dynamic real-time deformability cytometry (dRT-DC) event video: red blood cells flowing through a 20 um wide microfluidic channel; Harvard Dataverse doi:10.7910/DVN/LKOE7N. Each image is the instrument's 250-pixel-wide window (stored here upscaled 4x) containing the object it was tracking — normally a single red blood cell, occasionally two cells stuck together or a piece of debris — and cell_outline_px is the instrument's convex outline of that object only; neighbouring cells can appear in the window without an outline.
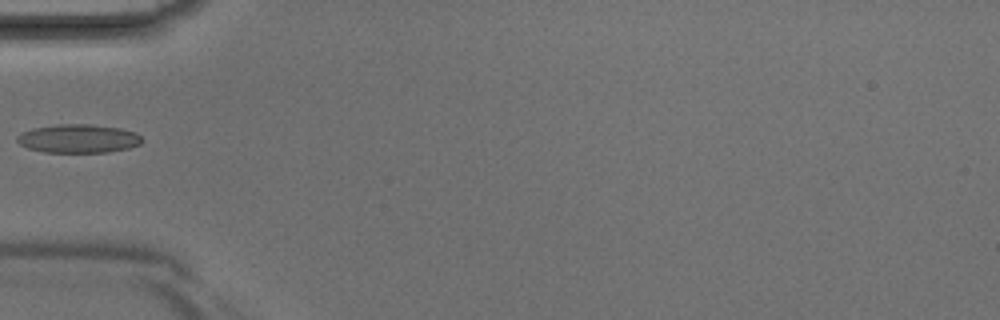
{"species": "Egyptian fruit bat (a non-hibernating species)", "species_latin": "Rousettus aegyptiacus", "temperature_condition": "room temperature", "stored_images_in_passage": 1, "camera_frame_rate_fps": 3000, "um_per_image_px": 0.085, "animal": {"sex": "male"}, "frame": {"image": 1, "passage_image": 1, "time_ms": 0.0, "image_size_px": [1000, 320], "cell_outline_px": [[144, 140], [140, 144], [128, 148], [108, 152], [44, 152], [28, 148], [20, 144], [16, 140], [16, 136], [20, 132], [32, 128], [56, 124], [88, 124], [120, 128], [136, 132]], "centroid_in_image_um": [6.64, 11.77], "position_along_channel_um": 78.4, "area_um2": 20.92}}